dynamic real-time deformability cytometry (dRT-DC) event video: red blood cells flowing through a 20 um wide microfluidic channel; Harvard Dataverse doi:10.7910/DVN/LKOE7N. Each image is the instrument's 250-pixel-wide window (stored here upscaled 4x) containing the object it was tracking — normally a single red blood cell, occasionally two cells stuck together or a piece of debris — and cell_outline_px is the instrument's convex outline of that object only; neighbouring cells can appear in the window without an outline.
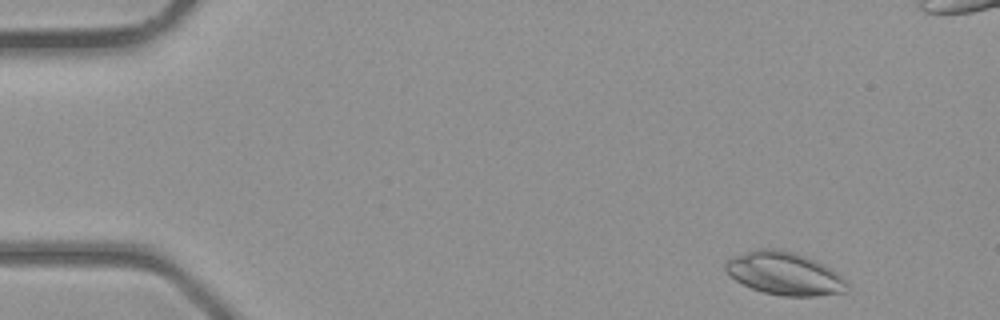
{"species": "common noctule bat (a hibernating species)", "species_latin": "Nyctalus noctula", "temperature_condition": "room temperature", "stored_images_in_passage": 40, "camera_frame_rate_fps": 3000, "um_per_image_px": 0.085, "animal": {"sex": "male", "body_mass_g": 23.1, "forearm_length_mm": 52.7}, "frame": {"image": 1, "passage_image": 2, "time_ms": 0.333, "image_size_px": [1000, 320], "cell_outline_px": [[848, 292], [816, 296], [780, 296], [764, 292], [752, 288], [736, 280], [724, 268], [724, 264], [732, 256], [756, 248], [776, 248], [792, 252], [816, 260], [836, 272], [848, 284]], "centroid_in_image_um": [66.68, 23.25], "position_along_channel_um": 18.3, "area_um2": 30.29}}
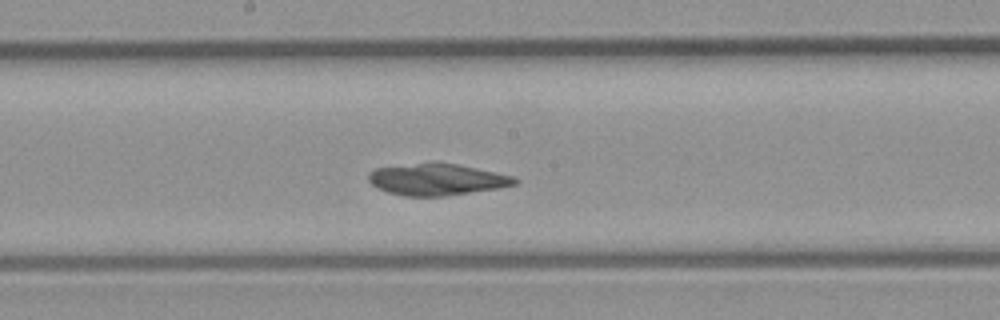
{"frame": {"image": 2, "passage_image": 20, "time_ms": 6.333, "image_size_px": [1000, 320], "cell_outline_px": [[520, 180], [516, 184], [500, 188], [444, 196], [404, 196], [388, 192], [376, 188], [368, 180], [368, 172], [376, 168], [428, 160], [436, 160], [516, 176]], "centroid_in_image_um": [37.12, 15.22], "position_along_channel_um": 211.1, "area_um2": 27.69}}
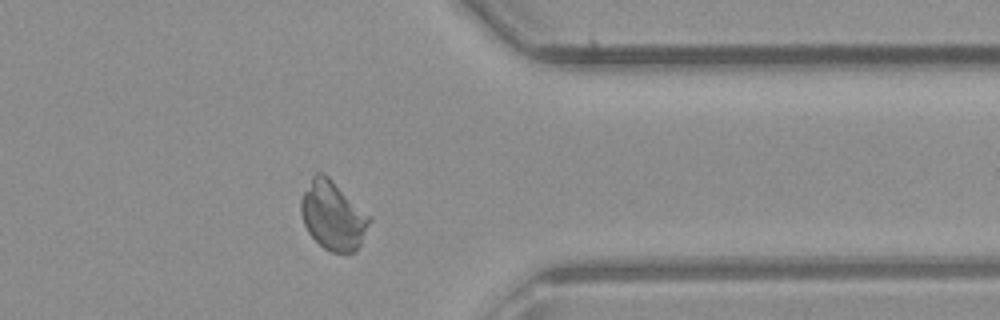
{"frame": {"image": 3, "passage_image": 31, "time_ms": 10.0, "image_size_px": [1000, 320], "cell_outline_px": [[372, 220], [356, 252], [332, 252], [324, 248], [308, 232], [304, 224], [300, 212], [300, 200], [312, 176], [316, 172], [324, 172], [372, 216]], "centroid_in_image_um": [28.32, 18.3], "position_along_channel_um": 383.1, "area_um2": 27.51}}